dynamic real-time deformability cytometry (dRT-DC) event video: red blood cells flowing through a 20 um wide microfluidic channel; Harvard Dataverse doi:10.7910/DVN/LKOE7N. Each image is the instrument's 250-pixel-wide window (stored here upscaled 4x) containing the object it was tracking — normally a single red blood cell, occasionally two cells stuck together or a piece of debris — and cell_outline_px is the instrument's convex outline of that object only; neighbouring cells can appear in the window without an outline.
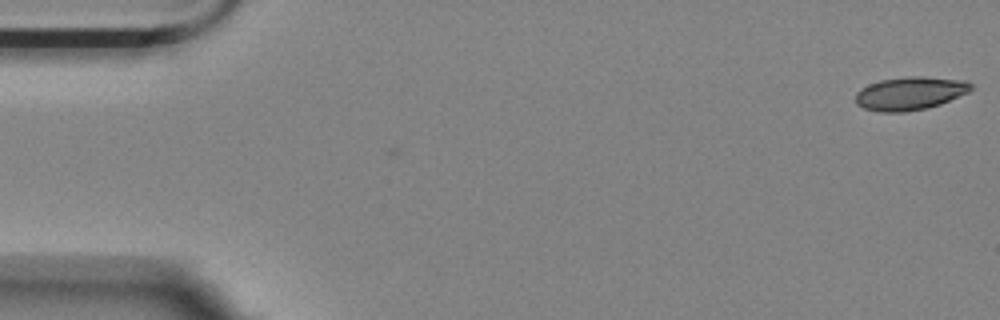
{"species": "Egyptian fruit bat (a non-hibernating species)", "species_latin": "Rousettus aegyptiacus", "temperature_condition": "room temperature", "stored_images_in_passage": 11, "camera_frame_rate_fps": 3000, "um_per_image_px": 0.085, "animal": {"sex": "female"}, "frame": {"image": 1, "passage_image": 1, "time_ms": 0.0, "image_size_px": [1000, 320], "cell_outline_px": [[972, 88], [968, 92], [940, 104], [924, 108], [904, 112], [880, 112], [864, 108], [856, 104], [856, 92], [860, 88], [868, 84], [880, 80], [908, 76], [924, 76], [968, 80], [972, 84]], "centroid_in_image_um": [77.34, 7.92], "position_along_channel_um": 7.7, "area_um2": 22.43}}